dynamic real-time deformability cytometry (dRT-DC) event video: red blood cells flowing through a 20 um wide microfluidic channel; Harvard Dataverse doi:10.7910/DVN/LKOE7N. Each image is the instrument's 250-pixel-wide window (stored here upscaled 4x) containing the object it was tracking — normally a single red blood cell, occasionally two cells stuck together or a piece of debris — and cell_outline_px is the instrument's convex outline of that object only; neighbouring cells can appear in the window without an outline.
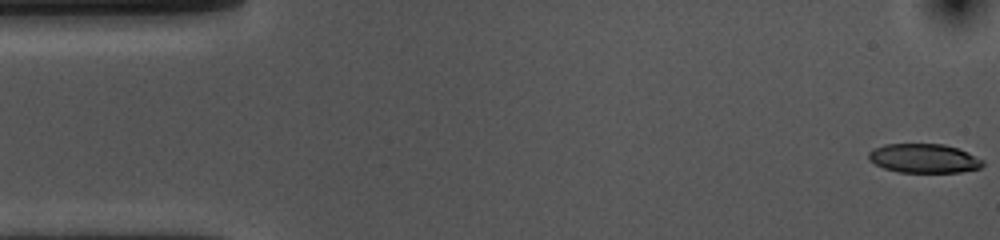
{"species": "common noctule bat (a hibernating species)", "species_latin": "Nyctalus noctula", "temperature_condition": "cold", "stored_images_in_passage": 54, "camera_frame_rate_fps": 3000, "um_per_image_px": 0.085, "animal": {"sex": "female", "body_mass_g": 10.0, "forearm_length_mm": 53.1}, "frame": {"image": 1, "passage_image": 1, "time_ms": 0.0, "image_size_px": [1000, 240], "cell_outline_px": [[984, 164], [980, 168], [960, 172], [900, 172], [884, 168], [868, 160], [868, 152], [872, 148], [884, 144], [944, 144], [968, 152], [984, 160]], "centroid_in_image_um": [78.52, 13.45], "position_along_channel_um": 6.5, "area_um2": 19.42}}
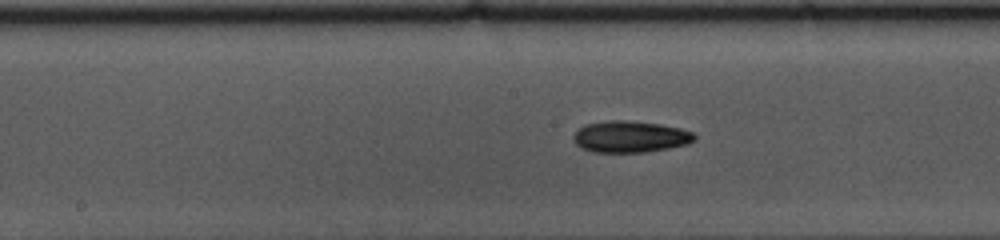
{"frame": {"image": 2, "passage_image": 26, "time_ms": 8.333, "image_size_px": [1000, 240], "cell_outline_px": [[696, 140], [688, 144], [668, 148], [644, 152], [592, 152], [580, 148], [572, 140], [572, 136], [584, 124], [612, 120], [624, 120], [660, 124], [680, 128], [692, 132], [696, 136]], "centroid_in_image_um": [53.55, 11.62], "position_along_channel_um": 194.6, "area_um2": 22.31}}
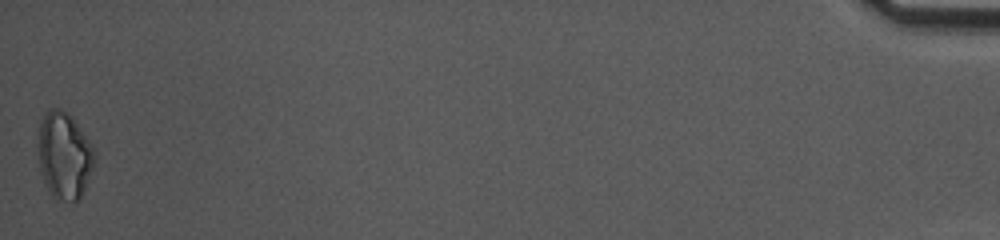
{"frame": {"image": 3, "passage_image": 54, "time_ms": 17.667, "image_size_px": [1000, 240], "cell_outline_px": [[96, 160], [84, 188], [80, 196], [76, 200], [56, 200], [48, 192], [40, 172], [36, 148], [40, 120], [44, 112], [48, 108], [60, 108], [76, 124], [92, 144], [96, 152]], "centroid_in_image_um": [5.41, 13.21], "position_along_channel_um": 429.8, "area_um2": 28.78}, "authors_computed_cell_mechanics": {"area_um2": 21.3571, "velocity_mm_per_s": 3.6252, "shape_relaxation_time_tau1_ms": 3.4883, "shape_relaxation_time_tau2_ms": null, "deformation_change_tau1": 0.1305, "deformation_change_tau2": null}}